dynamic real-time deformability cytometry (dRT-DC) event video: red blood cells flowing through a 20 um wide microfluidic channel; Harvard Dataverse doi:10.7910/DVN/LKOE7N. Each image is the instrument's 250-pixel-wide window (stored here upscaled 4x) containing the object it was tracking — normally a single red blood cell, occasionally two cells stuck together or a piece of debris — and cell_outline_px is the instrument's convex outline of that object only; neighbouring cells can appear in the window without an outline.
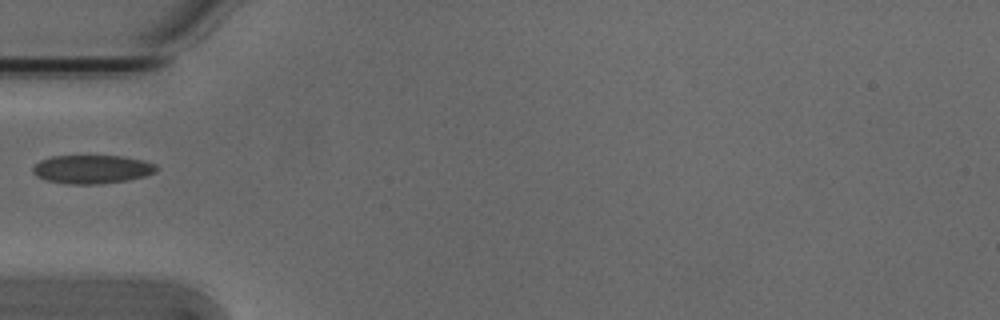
{"species": "Egyptian fruit bat (a non-hibernating species)", "species_latin": "Rousettus aegyptiacus", "temperature_condition": "cold", "stored_images_in_passage": 6, "camera_frame_rate_fps": 3000, "um_per_image_px": 0.085, "animal": {"sex": "male"}, "frame": {"image": 1, "passage_image": 5, "time_ms": 1.333, "image_size_px": [1000, 320], "cell_outline_px": [[160, 168], [156, 172], [144, 176], [128, 180], [100, 184], [68, 184], [44, 180], [36, 176], [32, 172], [32, 168], [40, 160], [52, 156], [124, 156], [144, 160], [156, 164]], "centroid_in_image_um": [7.84, 14.39], "position_along_channel_um": 77.2, "area_um2": 20.81}}